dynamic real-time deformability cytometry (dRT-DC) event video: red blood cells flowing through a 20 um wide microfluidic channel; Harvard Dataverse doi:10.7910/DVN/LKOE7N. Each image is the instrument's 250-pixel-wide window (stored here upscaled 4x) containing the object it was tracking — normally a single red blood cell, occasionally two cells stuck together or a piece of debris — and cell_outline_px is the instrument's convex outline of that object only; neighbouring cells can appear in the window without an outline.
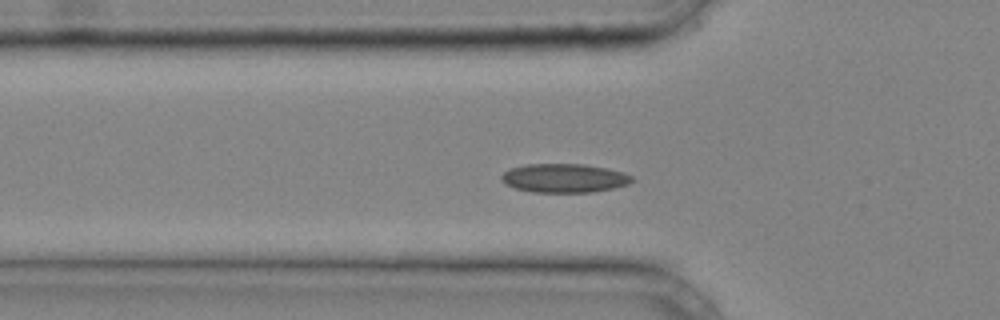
{"species": "common noctule bat (a hibernating species)", "species_latin": "Nyctalus noctula", "temperature_condition": "cold", "stored_images_in_passage": 38, "camera_frame_rate_fps": 3000, "um_per_image_px": 0.085, "animal": {"sex": "male", "body_mass_g": 20.4}, "frame": {"image": 1, "passage_image": 12, "time_ms": 3.667, "image_size_px": [1000, 320], "cell_outline_px": [[636, 180], [628, 184], [612, 188], [592, 192], [532, 192], [516, 188], [504, 184], [500, 176], [504, 172], [512, 168], [528, 164], [584, 164], [608, 168], [624, 172], [632, 176]], "centroid_in_image_um": [47.99, 15.14], "position_along_channel_um": 77.8, "area_um2": 21.96}}
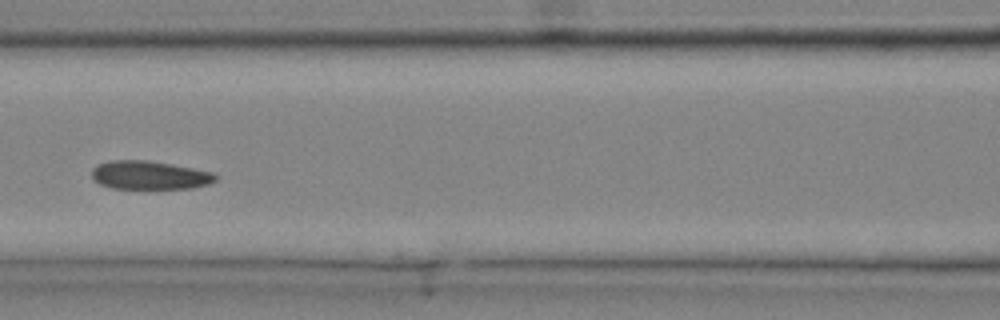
{"frame": {"image": 2, "passage_image": 17, "time_ms": 5.333, "image_size_px": [1000, 320], "cell_outline_px": [[220, 176], [216, 180], [208, 184], [192, 188], [112, 188], [100, 184], [92, 176], [92, 168], [96, 164], [108, 160], [148, 160], [172, 164], [212, 172]], "centroid_in_image_um": [12.71, 14.87], "position_along_channel_um": 153.9, "area_um2": 20.58}}